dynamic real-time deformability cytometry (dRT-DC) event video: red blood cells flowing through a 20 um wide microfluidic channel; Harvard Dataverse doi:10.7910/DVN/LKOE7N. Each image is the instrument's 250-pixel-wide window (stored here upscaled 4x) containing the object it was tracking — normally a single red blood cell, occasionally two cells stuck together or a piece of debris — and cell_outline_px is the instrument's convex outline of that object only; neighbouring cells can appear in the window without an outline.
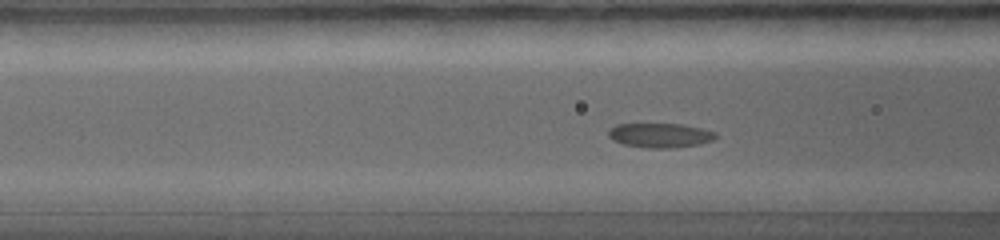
{"species": "common noctule bat (a hibernating species)", "species_latin": "Nyctalus noctula", "temperature_condition": "warm", "stored_images_in_passage": 39, "camera_frame_rate_fps": 5000, "um_per_image_px": 0.085, "animal": {"sex": "female", "body_mass_g": 19.0, "forearm_length_mm": 56.7}, "frame": {"image": 1, "passage_image": 12, "time_ms": 2.2, "image_size_px": [1000, 240], "cell_outline_px": [[716, 136], [712, 140], [700, 144], [676, 148], [648, 148], [624, 144], [612, 140], [608, 136], [608, 132], [616, 124], [684, 124], [716, 132]], "centroid_in_image_um": [56.11, 11.51], "position_along_channel_um": 110.5, "area_um2": 15.26}}
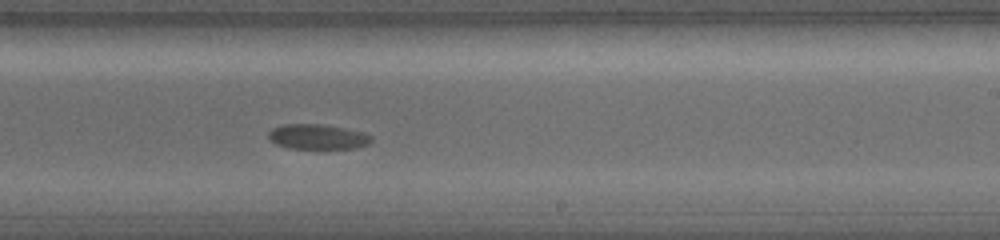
{"frame": {"image": 2, "passage_image": 24, "time_ms": 4.6, "image_size_px": [1000, 240], "cell_outline_px": [[372, 140], [368, 144], [356, 148], [288, 148], [276, 144], [268, 136], [268, 132], [272, 128], [284, 124], [324, 124], [364, 132], [372, 136]], "centroid_in_image_um": [27.01, 11.61], "position_along_channel_um": 262.0, "area_um2": 14.97}}
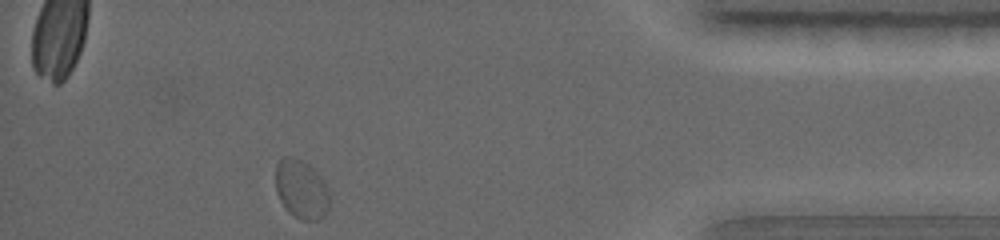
{"frame": {"image": 3, "passage_image": 39, "time_ms": 7.6, "image_size_px": [1000, 240], "cell_outline_px": [[328, 208], [324, 216], [316, 220], [300, 220], [288, 212], [280, 200], [276, 192], [276, 164], [284, 156], [292, 156], [308, 164], [320, 176], [328, 192]], "centroid_in_image_um": [25.58, 16.1], "position_along_channel_um": 409.6, "area_um2": 18.32}}